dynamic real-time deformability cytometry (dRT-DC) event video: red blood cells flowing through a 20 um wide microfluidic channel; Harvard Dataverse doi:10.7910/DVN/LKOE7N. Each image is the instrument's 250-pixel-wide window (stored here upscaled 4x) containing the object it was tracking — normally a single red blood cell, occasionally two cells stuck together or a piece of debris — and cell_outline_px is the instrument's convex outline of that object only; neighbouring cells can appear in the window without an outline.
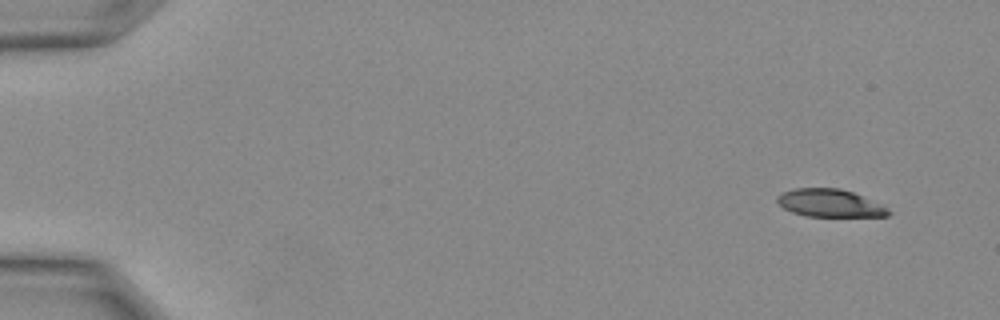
{"species": "Egyptian fruit bat (a non-hibernating species)", "species_latin": "Rousettus aegyptiacus", "temperature_condition": "warm", "stored_images_in_passage": 11, "camera_frame_rate_fps": 3000, "um_per_image_px": 0.085, "animal": {"sex": "female"}, "frame": {"image": 1, "passage_image": 1, "time_ms": 0.0, "image_size_px": [1000, 320], "cell_outline_px": [[892, 212], [888, 216], [808, 216], [792, 212], [784, 208], [776, 200], [776, 196], [780, 192], [796, 188], [840, 188], [852, 192], [880, 204]], "centroid_in_image_um": [70.49, 17.26], "position_along_channel_um": 14.5, "area_um2": 17.8}}
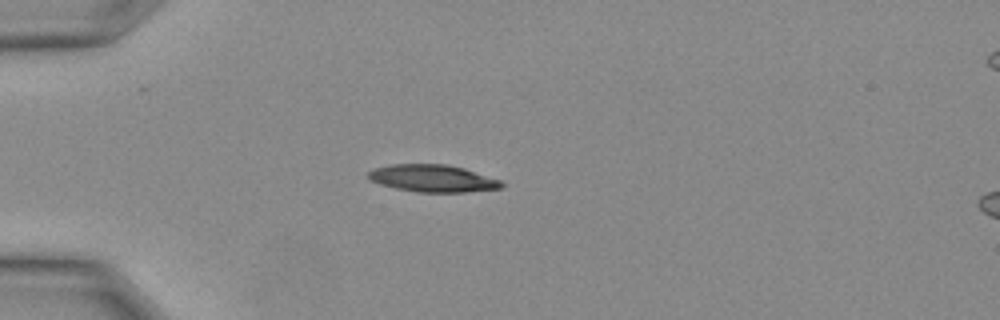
{"frame": {"image": 2, "passage_image": 7, "time_ms": 2.0, "image_size_px": [1000, 320], "cell_outline_px": [[504, 184], [500, 188], [464, 192], [420, 192], [396, 188], [380, 184], [372, 180], [368, 176], [368, 172], [376, 168], [392, 164], [448, 164], [464, 168], [500, 180]], "centroid_in_image_um": [36.79, 15.15], "position_along_channel_um": 48.2, "area_um2": 20.87}}
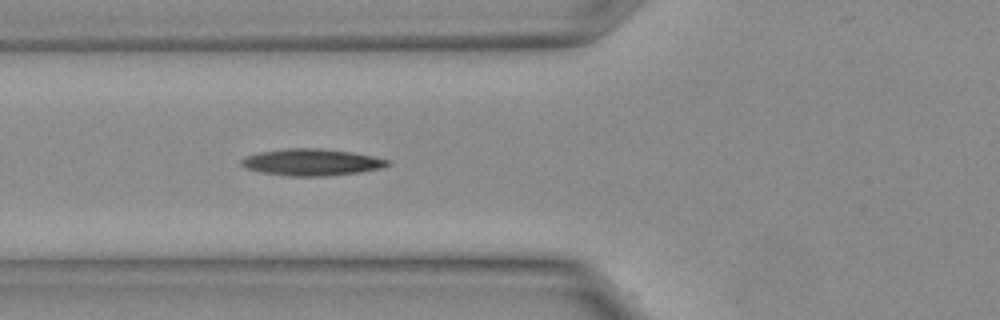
{"frame": {"image": 3, "passage_image": 10, "time_ms": 3.0, "image_size_px": [1000, 320], "cell_outline_px": [[392, 164], [380, 168], [360, 172], [324, 176], [292, 176], [260, 172], [248, 168], [240, 164], [240, 160], [248, 156], [260, 152], [288, 148], [320, 148], [352, 152], [372, 156], [388, 160]], "centroid_in_image_um": [26.51, 13.78], "position_along_channel_um": 99.3, "area_um2": 22.54}}